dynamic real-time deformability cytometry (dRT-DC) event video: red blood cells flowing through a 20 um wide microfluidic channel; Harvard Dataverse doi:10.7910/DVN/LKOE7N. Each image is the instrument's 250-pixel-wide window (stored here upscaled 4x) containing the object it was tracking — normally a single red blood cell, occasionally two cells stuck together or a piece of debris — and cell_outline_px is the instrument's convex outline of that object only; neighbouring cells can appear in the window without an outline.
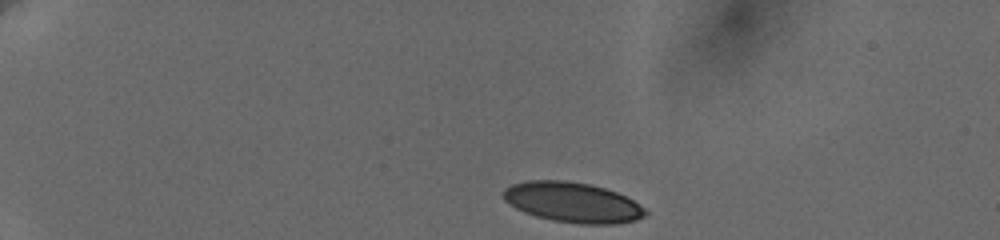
{"species": "human", "species_latin": "Homo sapiens", "temperature_condition": "cold", "stored_images_in_passage": 66, "camera_frame_rate_fps": 3000, "um_per_image_px": 0.085, "donor": {"sex": "female"}, "frame": {"image": 1, "passage_image": 1, "time_ms": 0.0, "image_size_px": [1000, 240], "cell_outline_px": [[648, 212], [644, 216], [636, 220], [616, 224], [580, 224], [552, 220], [536, 216], [524, 212], [516, 208], [504, 200], [504, 188], [512, 184], [528, 180], [564, 180], [592, 184], [616, 192], [632, 200], [644, 208]], "centroid_in_image_um": [48.66, 17.2], "position_along_channel_um": 36.3, "area_um2": 33.18}}
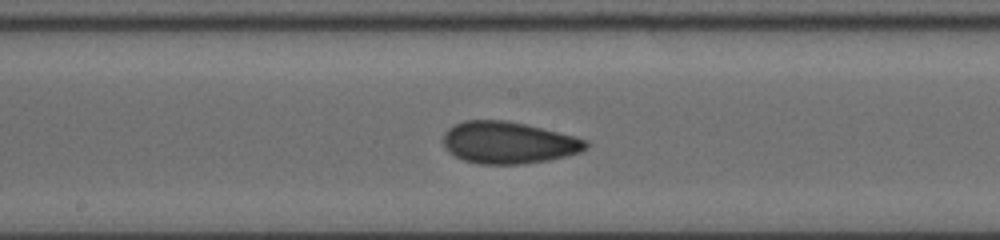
{"frame": {"image": 2, "passage_image": 34, "time_ms": 7.0, "image_size_px": [1000, 240], "cell_outline_px": [[588, 148], [580, 152], [548, 160], [524, 164], [480, 164], [464, 160], [448, 152], [444, 148], [444, 132], [448, 128], [464, 120], [504, 120], [524, 124], [576, 136], [588, 140]], "centroid_in_image_um": [43.22, 12.12], "position_along_channel_um": 205.0, "area_um2": 34.85}}
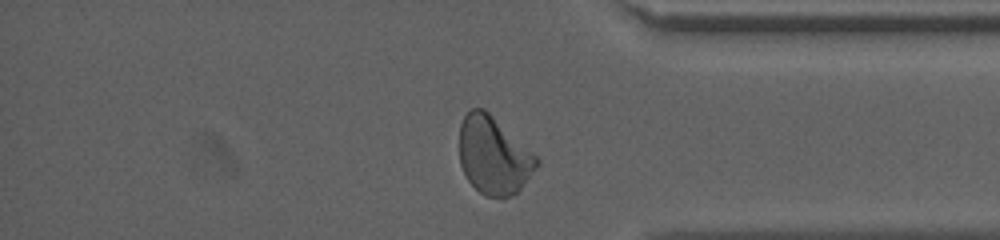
{"frame": {"image": 3, "passage_image": 61, "time_ms": 12.333, "image_size_px": [1000, 240], "cell_outline_px": [[540, 164], [520, 188], [516, 192], [508, 196], [484, 196], [468, 180], [460, 164], [460, 124], [464, 116], [472, 108], [484, 108], [536, 156], [540, 160]], "centroid_in_image_um": [41.94, 13.21], "position_along_channel_um": 393.3, "area_um2": 34.33}, "authors_computed_cell_mechanics": {"area_um2": 34.102, "velocity_mm_per_s": 3.6548, "shape_relaxation_time_tau1_ms": 4.9036, "shape_relaxation_time_tau2_ms": 1.5821, "deformation_change_tau1": 0.1508, "deformation_change_tau2": 0.0686}}